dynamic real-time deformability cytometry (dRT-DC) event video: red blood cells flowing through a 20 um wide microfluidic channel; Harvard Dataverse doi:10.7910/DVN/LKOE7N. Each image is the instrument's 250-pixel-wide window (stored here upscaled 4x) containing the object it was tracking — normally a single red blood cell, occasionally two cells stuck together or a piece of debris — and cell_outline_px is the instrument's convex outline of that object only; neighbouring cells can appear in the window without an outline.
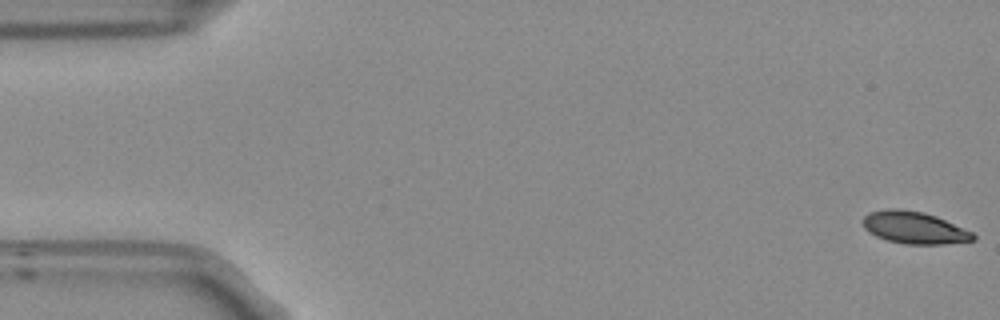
{"species": "Egyptian fruit bat (a non-hibernating species)", "species_latin": "Rousettus aegyptiacus", "temperature_condition": "room temperature", "stored_images_in_passage": 55, "segment_of_instrument_passage": [1, 2], "camera_frame_rate_fps": 3000, "um_per_image_px": 0.085, "frame": {"image": 1, "passage_image": 1, "time_ms": 0.0, "image_size_px": [1000, 320], "cell_outline_px": [[976, 240], [944, 244], [904, 244], [888, 240], [876, 236], [868, 232], [864, 228], [864, 216], [868, 212], [888, 208], [896, 208], [924, 212], [936, 216], [972, 232], [976, 236]], "centroid_in_image_um": [77.7, 19.35], "position_along_channel_um": 7.3, "area_um2": 20.63}}
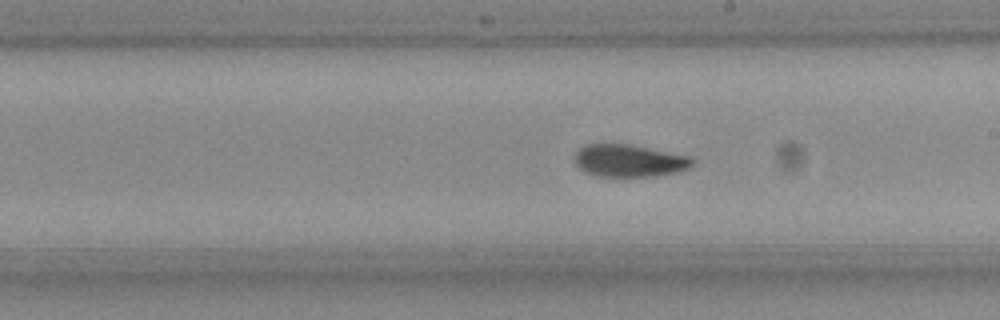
{"frame": {"image": 2, "passage_image": 30, "time_ms": 9.667, "image_size_px": [1000, 320], "cell_outline_px": [[696, 160], [688, 168], [676, 172], [648, 176], [596, 176], [584, 172], [576, 164], [576, 152], [580, 148], [588, 144], [632, 144], [692, 156]], "centroid_in_image_um": [53.52, 13.64], "position_along_channel_um": 235.5, "area_um2": 22.2}}
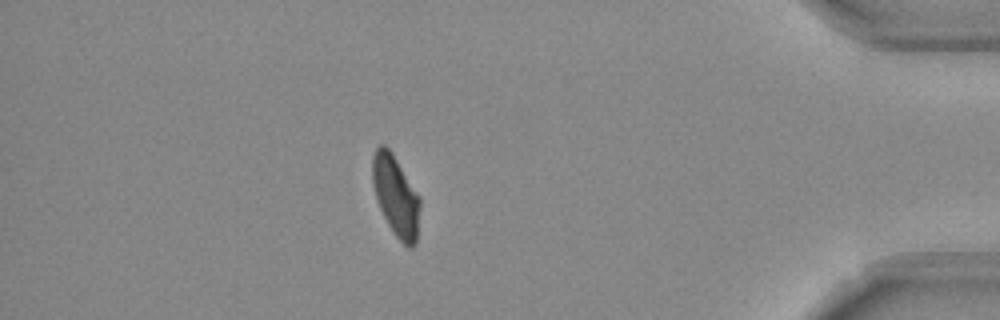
{"frame": {"image": 3, "passage_image": 47, "time_ms": 15.333, "image_size_px": [1000, 320], "cell_outline_px": [[420, 204], [416, 244], [412, 248], [408, 248], [396, 236], [388, 224], [380, 208], [372, 184], [372, 156], [376, 148], [380, 144], [384, 144], [392, 152], [420, 196]], "centroid_in_image_um": [33.64, 16.63], "position_along_channel_um": 401.6, "area_um2": 22.31}}